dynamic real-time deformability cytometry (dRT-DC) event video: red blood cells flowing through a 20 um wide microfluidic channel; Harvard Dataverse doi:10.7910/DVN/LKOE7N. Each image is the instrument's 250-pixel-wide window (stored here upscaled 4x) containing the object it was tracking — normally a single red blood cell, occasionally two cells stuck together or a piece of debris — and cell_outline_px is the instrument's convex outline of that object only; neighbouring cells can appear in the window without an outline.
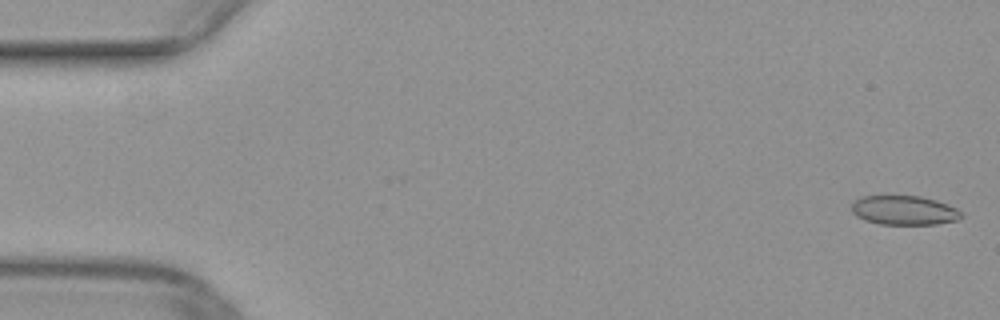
{"species": "common noctule bat (a hibernating species)", "species_latin": "Nyctalus noctula", "temperature_condition": "warm", "stored_images_in_passage": 11, "camera_frame_rate_fps": 3000, "um_per_image_px": 0.085, "animal": {"sex": "female", "body_mass_g": 29.2, "forearm_length_mm": 56.3}, "frame": {"image": 1, "passage_image": 1, "time_ms": 0.0, "image_size_px": [1000, 320], "cell_outline_px": [[964, 216], [960, 220], [936, 224], [880, 224], [864, 220], [856, 216], [852, 212], [852, 200], [860, 196], [920, 196], [936, 200], [956, 208]], "centroid_in_image_um": [76.83, 17.87], "position_along_channel_um": 8.2, "area_um2": 18.84}}